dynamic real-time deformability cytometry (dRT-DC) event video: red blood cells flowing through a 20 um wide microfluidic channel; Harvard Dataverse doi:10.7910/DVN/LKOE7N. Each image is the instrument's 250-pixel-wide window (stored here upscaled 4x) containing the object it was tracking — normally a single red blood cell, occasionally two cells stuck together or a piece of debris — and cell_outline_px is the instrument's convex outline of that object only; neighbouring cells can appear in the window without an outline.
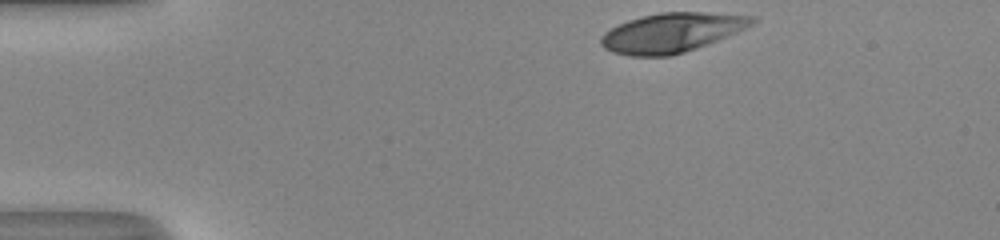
{"species": "human", "species_latin": "Homo sapiens", "temperature_condition": "room temperature", "stored_images_in_passage": 34, "camera_frame_rate_fps": 3000, "um_per_image_px": 0.085, "donor": {"sex": "male"}, "frame": {"image": 1, "passage_image": 1, "time_ms": 0.0, "image_size_px": [1000, 240], "cell_outline_px": [[760, 20], [736, 32], [696, 48], [684, 52], [668, 56], [628, 56], [612, 52], [604, 48], [600, 44], [600, 36], [604, 32], [628, 20], [660, 12], [700, 12], [756, 16]], "centroid_in_image_um": [57.07, 2.77], "position_along_channel_um": 27.9, "area_um2": 34.45}}
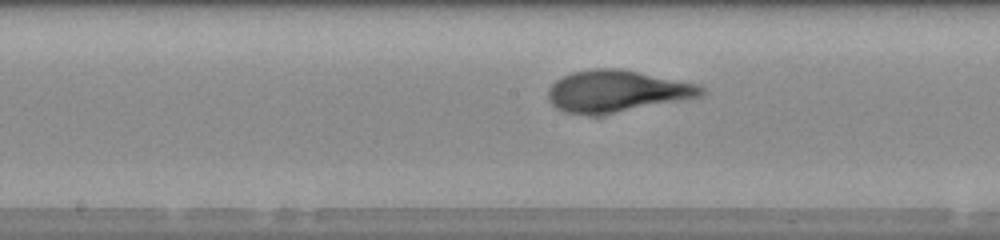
{"frame": {"image": 2, "passage_image": 19, "time_ms": 6.0, "image_size_px": [1000, 240], "cell_outline_px": [[704, 92], [700, 96], [600, 116], [588, 116], [564, 112], [556, 108], [548, 100], [548, 88], [556, 80], [572, 72], [592, 68], [620, 68], [700, 84], [704, 88]], "centroid_in_image_um": [52.38, 7.76], "position_along_channel_um": 195.8, "area_um2": 37.57}}
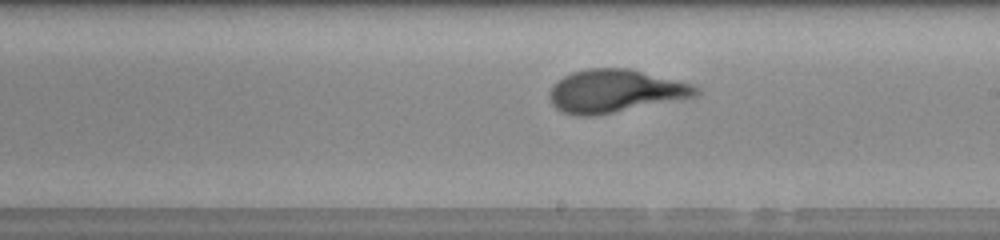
{"frame": {"image": 3, "passage_image": 22, "time_ms": 7.0, "image_size_px": [1000, 240], "cell_outline_px": [[700, 92], [696, 96], [676, 100], [592, 116], [580, 116], [560, 112], [552, 104], [548, 96], [548, 92], [552, 84], [556, 80], [572, 72], [588, 68], [628, 68], [692, 84], [700, 88]], "centroid_in_image_um": [52.22, 7.73], "position_along_channel_um": 236.8, "area_um2": 36.53}, "authors_computed_cell_mechanics": {"area_um2": 35.6337, "velocity_mm_per_s": 4.1166, "shape_relaxation_time_tau1_ms": 4.269, "shape_relaxation_time_tau2_ms": null, "deformation_change_tau1": 0.2293, "deformation_change_tau2": null}}